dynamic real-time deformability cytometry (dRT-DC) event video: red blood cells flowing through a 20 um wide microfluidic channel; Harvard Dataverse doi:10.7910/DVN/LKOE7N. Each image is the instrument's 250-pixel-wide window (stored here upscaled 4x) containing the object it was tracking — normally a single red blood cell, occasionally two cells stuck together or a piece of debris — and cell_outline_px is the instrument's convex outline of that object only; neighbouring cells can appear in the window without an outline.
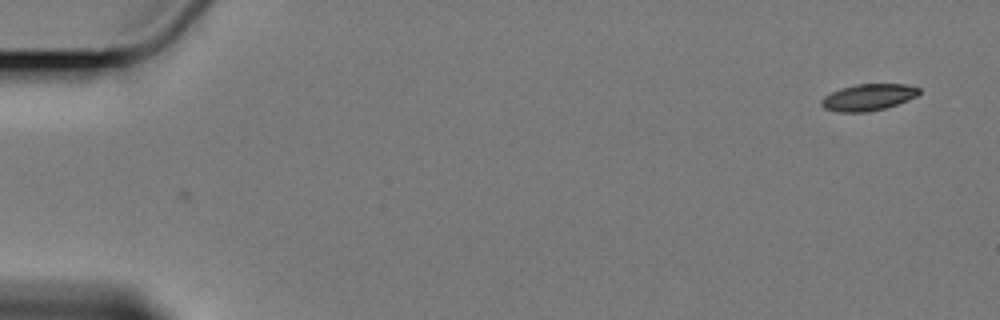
{"species": "Egyptian fruit bat (a non-hibernating species)", "species_latin": "Rousettus aegyptiacus", "temperature_condition": "cold", "stored_images_in_passage": 2, "camera_frame_rate_fps": 3000, "um_per_image_px": 0.085, "animal": {"sex": "female"}, "frame": {"image": 1, "passage_image": 2, "time_ms": 2.0, "image_size_px": [1000, 320], "cell_outline_px": [[920, 92], [916, 96], [908, 100], [884, 108], [868, 112], [836, 112], [824, 108], [820, 104], [820, 100], [824, 96], [840, 88], [856, 84], [908, 84], [920, 88]], "centroid_in_image_um": [73.78, 8.26], "position_along_channel_um": 11.2, "area_um2": 15.2}}